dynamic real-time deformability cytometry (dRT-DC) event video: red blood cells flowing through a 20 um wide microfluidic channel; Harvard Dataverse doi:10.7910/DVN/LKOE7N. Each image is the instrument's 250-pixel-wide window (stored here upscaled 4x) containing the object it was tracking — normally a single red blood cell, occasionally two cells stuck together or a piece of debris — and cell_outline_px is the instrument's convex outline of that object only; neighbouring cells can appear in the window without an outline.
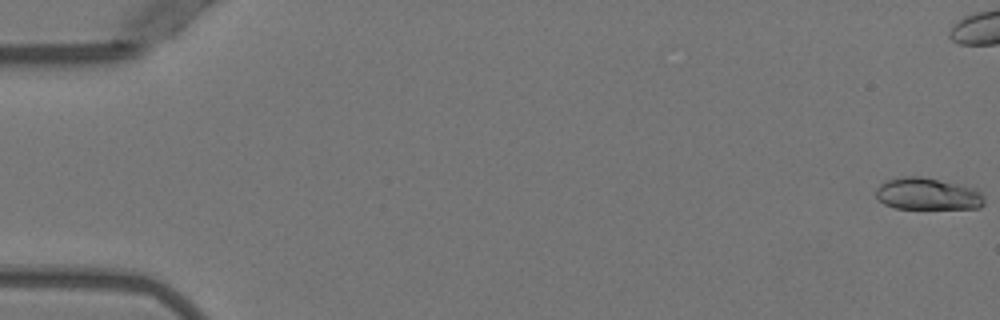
{"species": "Egyptian fruit bat (a non-hibernating species)", "species_latin": "Rousettus aegyptiacus", "temperature_condition": "warm", "stored_images_in_passage": 43, "camera_frame_rate_fps": 3000, "um_per_image_px": 0.085, "animal": {"sex": "female"}, "frame": {"image": 1, "passage_image": 1, "time_ms": 0.0, "image_size_px": [1000, 320], "cell_outline_px": [[984, 204], [980, 208], [896, 208], [884, 204], [876, 196], [876, 188], [884, 180], [900, 176], [920, 176], [976, 188], [984, 196]], "centroid_in_image_um": [78.83, 16.47], "position_along_channel_um": 6.2, "area_um2": 20.23}}
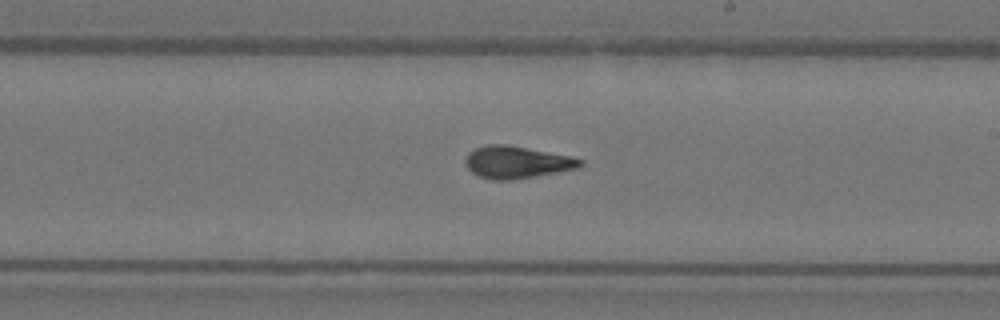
{"frame": {"image": 2, "passage_image": 31, "time_ms": 10.0, "image_size_px": [1000, 320], "cell_outline_px": [[584, 164], [580, 168], [512, 180], [492, 180], [480, 176], [472, 172], [468, 168], [464, 160], [468, 152], [476, 148], [488, 144], [504, 144], [572, 156], [584, 160]], "centroid_in_image_um": [43.95, 13.79], "position_along_channel_um": 245.1, "area_um2": 21.56}}
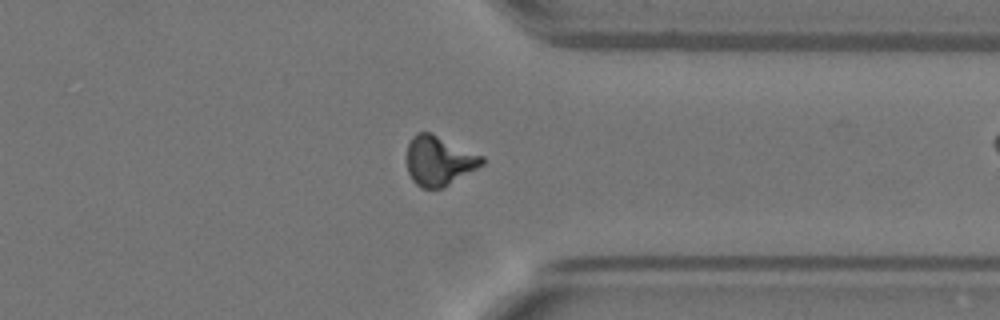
{"frame": {"image": 3, "passage_image": 41, "time_ms": 13.333, "image_size_px": [1000, 320], "cell_outline_px": [[484, 164], [444, 188], [420, 188], [412, 180], [408, 172], [408, 144], [412, 136], [416, 132], [432, 132], [484, 156]], "centroid_in_image_um": [37.33, 13.66], "position_along_channel_um": 374.1, "area_um2": 21.91}}